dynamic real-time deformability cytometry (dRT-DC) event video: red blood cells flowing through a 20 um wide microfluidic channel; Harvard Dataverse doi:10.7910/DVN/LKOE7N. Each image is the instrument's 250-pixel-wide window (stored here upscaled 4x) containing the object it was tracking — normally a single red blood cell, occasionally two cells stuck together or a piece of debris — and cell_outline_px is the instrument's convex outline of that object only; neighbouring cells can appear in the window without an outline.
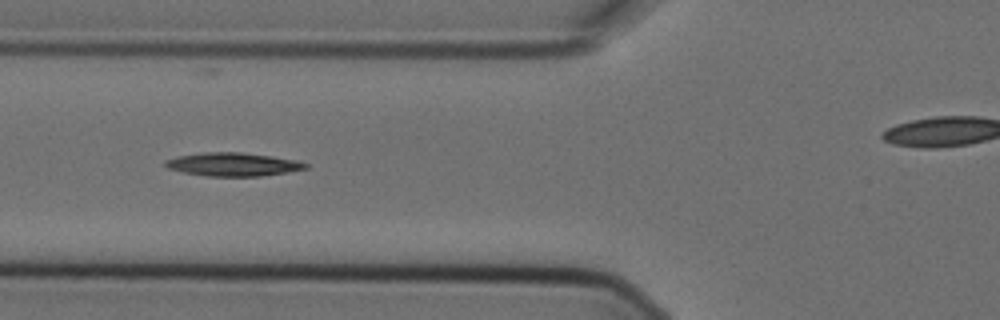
{"species": "Egyptian fruit bat (a non-hibernating species)", "species_latin": "Rousettus aegyptiacus", "temperature_condition": "cold", "stored_images_in_passage": 10, "camera_frame_rate_fps": 3000, "um_per_image_px": 0.085, "animal": {"sex": "female"}, "frame": {"image": 1, "passage_image": 5, "time_ms": 1.333, "image_size_px": [1000, 320], "cell_outline_px": [[308, 168], [288, 172], [260, 176], [204, 176], [184, 172], [168, 168], [164, 164], [164, 160], [180, 156], [204, 152], [240, 152], [272, 156], [296, 160], [308, 164]], "centroid_in_image_um": [19.81, 13.97], "position_along_channel_um": 106.0, "area_um2": 19.02}}
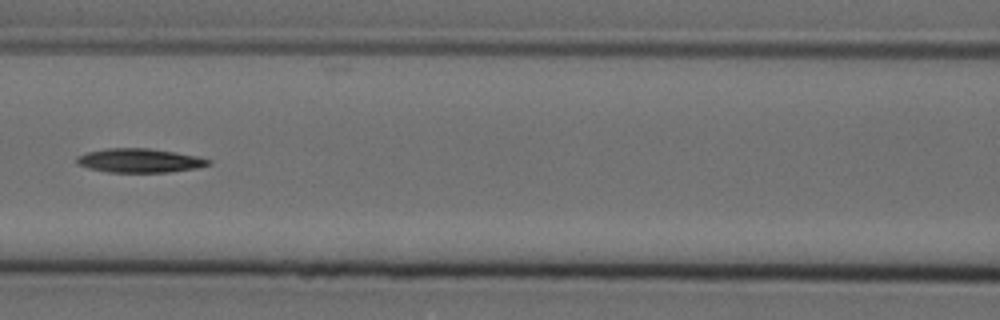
{"frame": {"image": 2, "passage_image": 6, "time_ms": 1.667, "image_size_px": [1000, 320], "cell_outline_px": [[212, 164], [196, 168], [168, 172], [108, 172], [88, 168], [76, 164], [76, 156], [88, 152], [108, 148], [148, 148], [176, 152], [196, 156], [212, 160]], "centroid_in_image_um": [11.86, 13.64], "position_along_channel_um": 154.7, "area_um2": 18.44}}
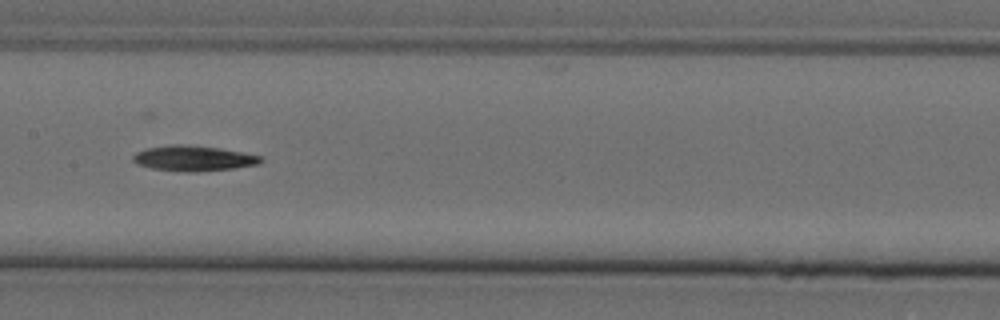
{"frame": {"image": 3, "passage_image": 7, "time_ms": 2.0, "image_size_px": [1000, 320], "cell_outline_px": [[264, 160], [260, 164], [236, 168], [196, 172], [188, 172], [152, 168], [136, 164], [132, 160], [132, 156], [136, 152], [144, 148], [172, 144], [180, 144], [220, 148], [260, 156]], "centroid_in_image_um": [16.42, 13.46], "position_along_channel_um": 191.0, "area_um2": 18.96}}